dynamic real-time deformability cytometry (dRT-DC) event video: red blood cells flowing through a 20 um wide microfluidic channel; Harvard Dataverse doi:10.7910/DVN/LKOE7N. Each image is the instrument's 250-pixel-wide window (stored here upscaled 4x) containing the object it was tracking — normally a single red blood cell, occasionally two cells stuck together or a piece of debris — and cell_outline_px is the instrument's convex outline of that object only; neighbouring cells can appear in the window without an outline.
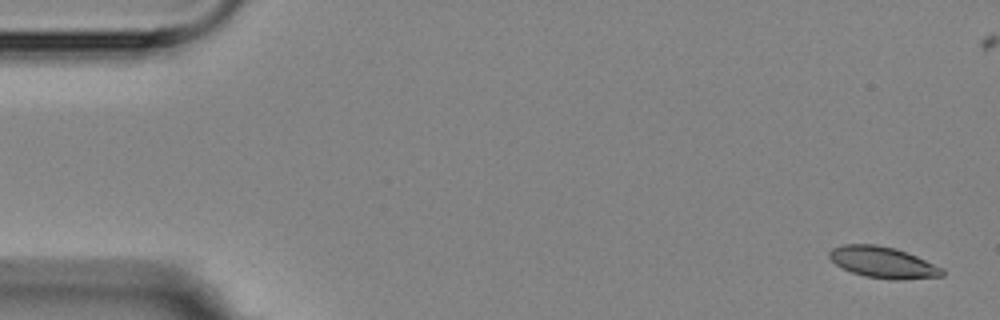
{"species": "Egyptian fruit bat (a non-hibernating species)", "species_latin": "Rousettus aegyptiacus", "temperature_condition": "room temperature", "stored_images_in_passage": 6, "camera_frame_rate_fps": 3000, "um_per_image_px": 0.085, "animal": {"sex": "female"}, "frame": {"image": 1, "passage_image": 1, "time_ms": 0.0, "image_size_px": [1000, 320], "cell_outline_px": [[944, 276], [900, 280], [892, 280], [864, 276], [852, 272], [836, 264], [828, 256], [828, 252], [832, 248], [844, 244], [876, 244], [896, 248], [916, 256], [944, 268]], "centroid_in_image_um": [75.07, 22.3], "position_along_channel_um": 9.9, "area_um2": 20.63}}
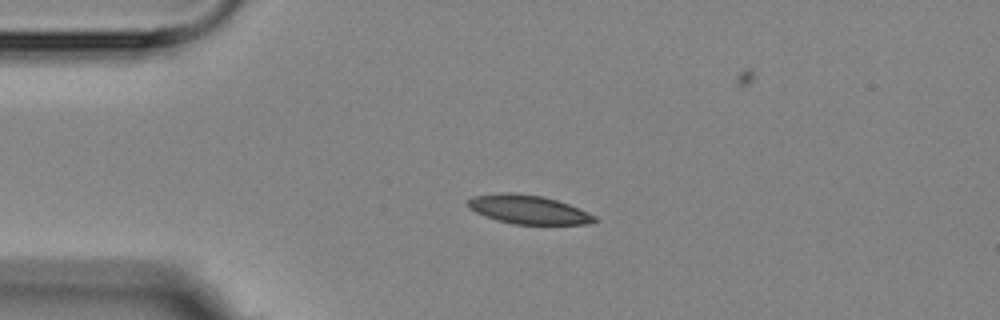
{"frame": {"image": 2, "passage_image": 4, "time_ms": 3.667, "image_size_px": [1000, 320], "cell_outline_px": [[600, 220], [588, 224], [512, 224], [496, 220], [484, 216], [468, 208], [468, 200], [472, 196], [500, 192], [512, 192], [540, 196], [556, 200], [568, 204], [596, 216]], "centroid_in_image_um": [44.88, 17.81], "position_along_channel_um": 40.1, "area_um2": 21.27}}